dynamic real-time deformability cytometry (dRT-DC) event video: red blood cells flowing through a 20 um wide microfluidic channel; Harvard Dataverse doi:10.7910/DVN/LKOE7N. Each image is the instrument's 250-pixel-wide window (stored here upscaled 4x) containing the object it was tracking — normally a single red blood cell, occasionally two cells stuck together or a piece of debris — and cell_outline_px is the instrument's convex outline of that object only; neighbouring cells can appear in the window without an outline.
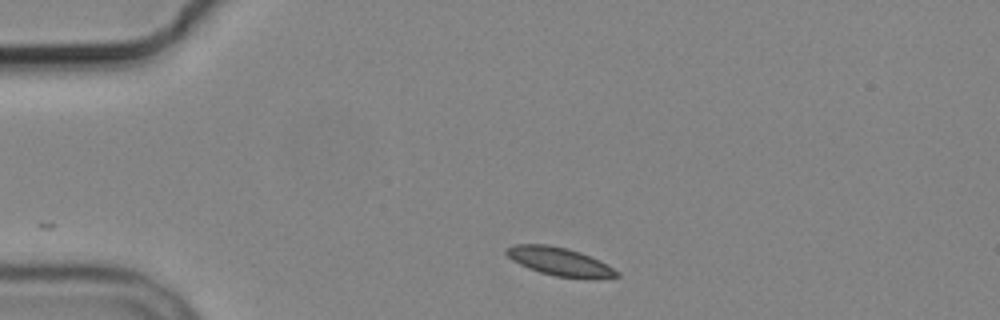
{"species": "common noctule bat (a hibernating species)", "species_latin": "Nyctalus noctula", "temperature_condition": "cold", "stored_images_in_passage": 2, "camera_frame_rate_fps": 3000, "um_per_image_px": 0.085, "animal": {"sex": "male", "body_mass_g": 19.2, "forearm_length_mm": 51.8}, "frame": {"image": 1, "passage_image": 1, "time_ms": 0.0, "image_size_px": [1000, 320], "cell_outline_px": [[620, 276], [588, 280], [556, 276], [540, 272], [528, 268], [512, 260], [504, 252], [504, 248], [512, 244], [548, 244], [568, 248], [580, 252], [600, 260], [620, 272]], "centroid_in_image_um": [47.58, 22.24], "position_along_channel_um": 37.4, "area_um2": 18.61}}